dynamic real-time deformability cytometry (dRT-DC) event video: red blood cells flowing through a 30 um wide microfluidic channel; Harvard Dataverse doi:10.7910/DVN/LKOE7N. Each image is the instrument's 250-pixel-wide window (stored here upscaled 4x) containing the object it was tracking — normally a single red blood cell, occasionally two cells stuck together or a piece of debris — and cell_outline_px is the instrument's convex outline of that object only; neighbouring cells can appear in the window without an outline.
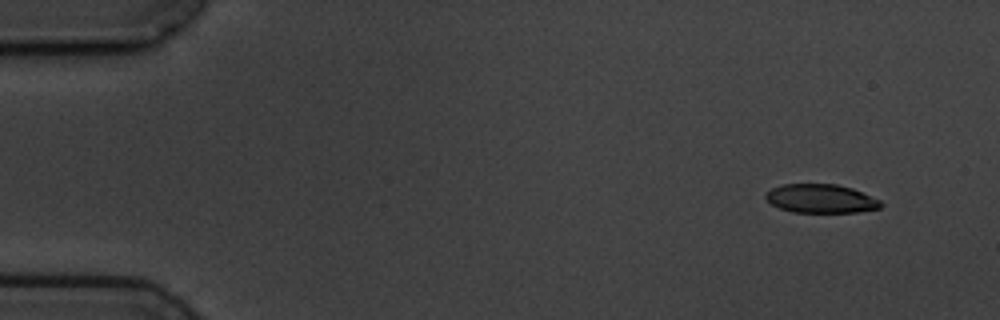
{"species": "common noctule bat (a hibernating species)", "species_latin": "Nyctalus noctula", "temperature_condition": "cold", "stored_images_in_passage": 9, "camera_frame_rate_fps": 3000, "um_per_image_px": 0.085, "animal": {"sex": "male", "body_mass_g": 19.5, "forearm_length_mm": 54.6}, "frame": {"image": 1, "passage_image": 1, "time_ms": 0.0, "image_size_px": [1000, 320], "cell_outline_px": [[884, 204], [880, 208], [856, 212], [792, 212], [780, 208], [772, 204], [764, 196], [772, 188], [780, 184], [836, 184], [852, 188], [880, 200]], "centroid_in_image_um": [69.78, 16.88], "position_along_channel_um": 15.2, "area_um2": 19.19}}
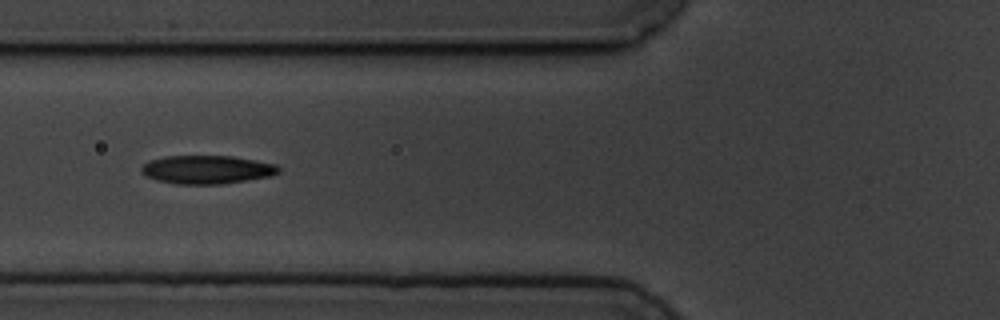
{"frame": {"image": 2, "passage_image": 6, "time_ms": 5.667, "image_size_px": [1000, 320], "cell_outline_px": [[280, 172], [272, 176], [220, 184], [176, 184], [156, 180], [144, 176], [140, 172], [140, 168], [148, 160], [164, 156], [232, 156], [256, 160], [276, 164], [280, 168]], "centroid_in_image_um": [17.56, 14.41], "position_along_channel_um": 108.2, "area_um2": 22.95}}
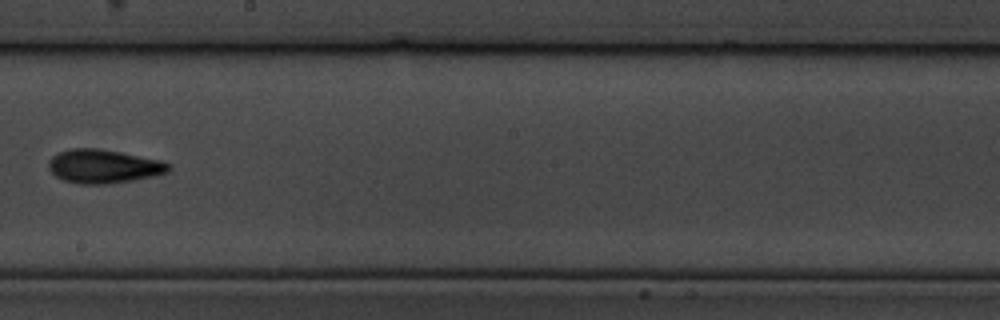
{"frame": {"image": 3, "passage_image": 9, "time_ms": 9.333, "image_size_px": [1000, 320], "cell_outline_px": [[172, 168], [168, 172], [156, 176], [108, 184], [80, 184], [64, 180], [56, 176], [48, 168], [48, 160], [52, 156], [60, 152], [72, 148], [96, 148], [120, 152], [160, 160], [172, 164]], "centroid_in_image_um": [8.83, 14.14], "position_along_channel_um": 239.4, "area_um2": 23.64}}